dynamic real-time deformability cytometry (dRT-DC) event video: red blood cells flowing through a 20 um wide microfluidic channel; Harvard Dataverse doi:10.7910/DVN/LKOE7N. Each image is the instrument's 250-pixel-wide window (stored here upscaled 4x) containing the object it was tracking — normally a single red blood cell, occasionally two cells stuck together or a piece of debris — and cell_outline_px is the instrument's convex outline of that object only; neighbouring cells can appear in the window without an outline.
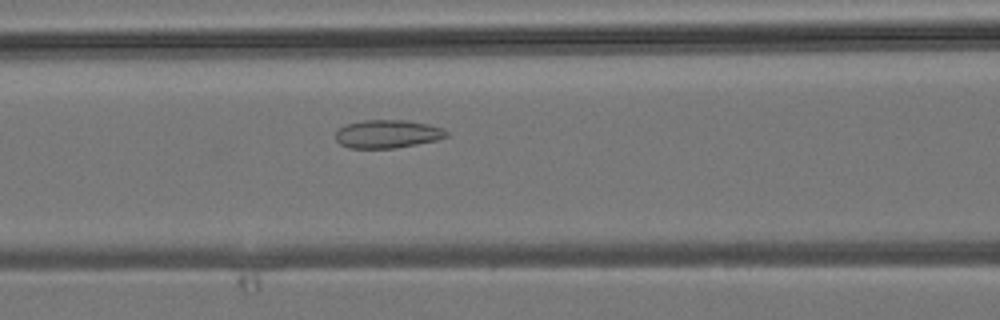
{"species": "common noctule bat (a hibernating species)", "species_latin": "Nyctalus noctula", "temperature_condition": "room temperature", "stored_images_in_passage": 35, "camera_frame_rate_fps": 3000, "um_per_image_px": 0.085, "animal": {"sex": "male", "body_mass_g": 19.2, "forearm_length_mm": 51.8}, "frame": {"image": 1, "passage_image": 9, "time_ms": 2.667, "image_size_px": [1000, 320], "cell_outline_px": [[448, 136], [436, 140], [416, 144], [392, 148], [348, 148], [340, 144], [336, 140], [336, 128], [348, 124], [364, 120], [408, 120], [428, 124], [444, 128], [448, 132]], "centroid_in_image_um": [32.93, 11.38], "position_along_channel_um": 133.7, "area_um2": 18.26}}
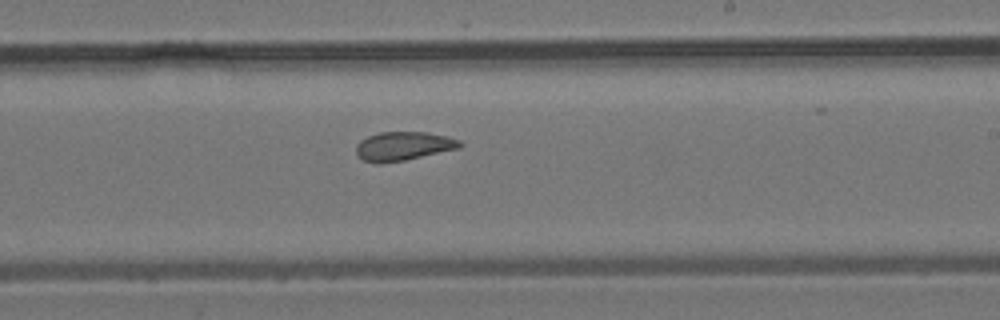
{"frame": {"image": 2, "passage_image": 17, "time_ms": 5.333, "image_size_px": [1000, 320], "cell_outline_px": [[464, 144], [460, 148], [404, 160], [380, 164], [376, 164], [364, 160], [356, 156], [356, 144], [360, 140], [368, 136], [380, 132], [428, 132], [448, 136], [460, 140]], "centroid_in_image_um": [34.28, 12.42], "position_along_channel_um": 254.7, "area_um2": 17.63}}
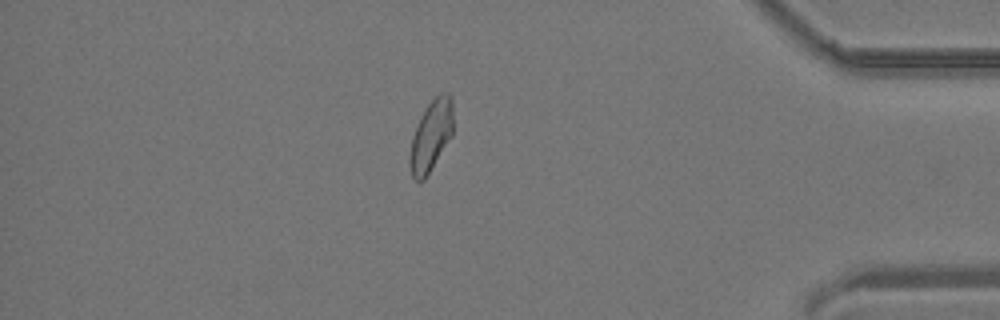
{"frame": {"image": 3, "passage_image": 29, "time_ms": 9.333, "image_size_px": [1000, 320], "cell_outline_px": [[452, 136], [424, 180], [416, 180], [412, 176], [408, 164], [408, 160], [412, 136], [420, 116], [428, 104], [440, 92], [448, 92], [452, 96]], "centroid_in_image_um": [36.62, 11.52], "position_along_channel_um": 398.6, "area_um2": 17.98}}